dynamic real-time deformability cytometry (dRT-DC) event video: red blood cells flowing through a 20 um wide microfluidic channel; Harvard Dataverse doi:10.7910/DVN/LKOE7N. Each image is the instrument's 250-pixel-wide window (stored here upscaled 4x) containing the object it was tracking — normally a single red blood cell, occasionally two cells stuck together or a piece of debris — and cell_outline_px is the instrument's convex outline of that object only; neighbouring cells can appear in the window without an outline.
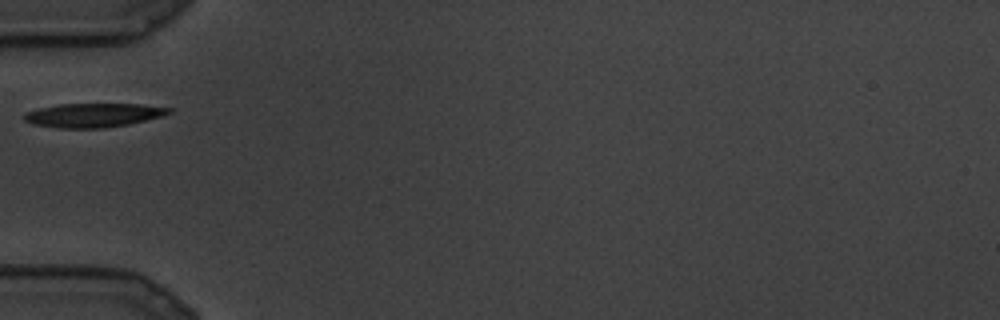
{"species": "common noctule bat (a hibernating species)", "species_latin": "Nyctalus noctula", "temperature_condition": "cold", "stored_images_in_passage": 7, "camera_frame_rate_fps": 3000, "um_per_image_px": 0.085, "animal": {"sex": "male", "body_mass_g": 19.5, "forearm_length_mm": 54.6}, "frame": {"image": 1, "passage_image": 1, "time_ms": 0.0, "image_size_px": [1000, 320], "cell_outline_px": [[176, 108], [172, 112], [160, 116], [128, 124], [104, 128], [60, 128], [32, 124], [24, 120], [24, 112], [40, 108], [60, 104], [140, 104]], "centroid_in_image_um": [7.94, 9.78], "position_along_channel_um": 77.1, "area_um2": 20.17}}
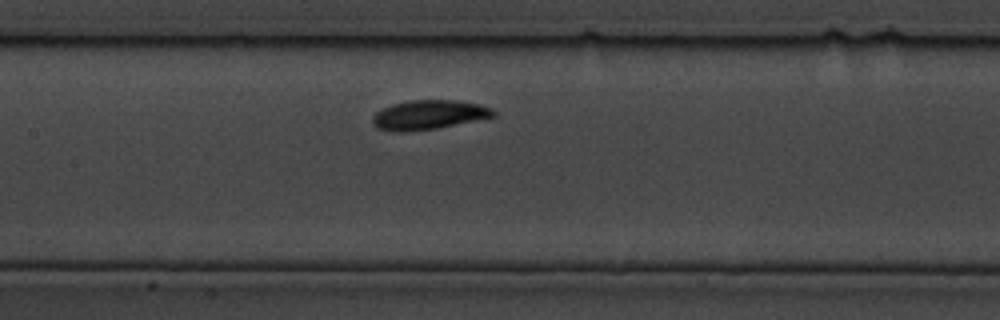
{"frame": {"image": 2, "passage_image": 5, "time_ms": 1.333, "image_size_px": [1000, 320], "cell_outline_px": [[496, 116], [436, 128], [404, 132], [392, 132], [376, 128], [372, 124], [372, 116], [376, 112], [392, 104], [412, 100], [456, 100], [480, 104], [492, 108], [496, 112]], "centroid_in_image_um": [36.42, 9.76], "position_along_channel_um": 171.0, "area_um2": 20.69}}
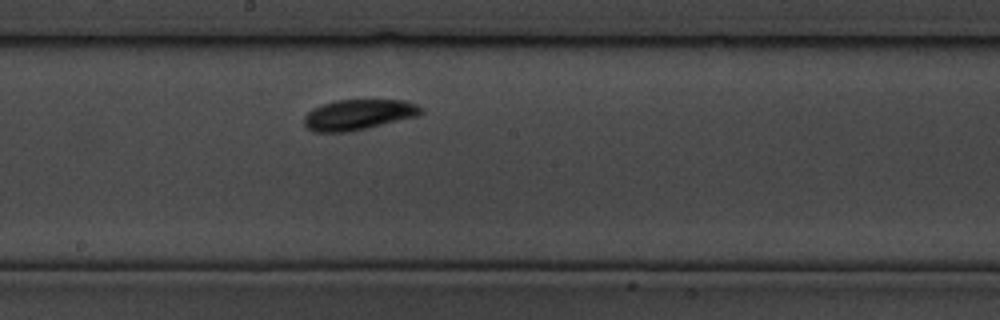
{"frame": {"image": 3, "passage_image": 7, "time_ms": 2.0, "image_size_px": [1000, 320], "cell_outline_px": [[424, 112], [420, 116], [364, 128], [344, 132], [312, 132], [304, 124], [304, 116], [312, 108], [320, 104], [336, 100], [400, 100], [416, 104], [424, 108]], "centroid_in_image_um": [30.46, 9.74], "position_along_channel_um": 217.7, "area_um2": 20.81}}